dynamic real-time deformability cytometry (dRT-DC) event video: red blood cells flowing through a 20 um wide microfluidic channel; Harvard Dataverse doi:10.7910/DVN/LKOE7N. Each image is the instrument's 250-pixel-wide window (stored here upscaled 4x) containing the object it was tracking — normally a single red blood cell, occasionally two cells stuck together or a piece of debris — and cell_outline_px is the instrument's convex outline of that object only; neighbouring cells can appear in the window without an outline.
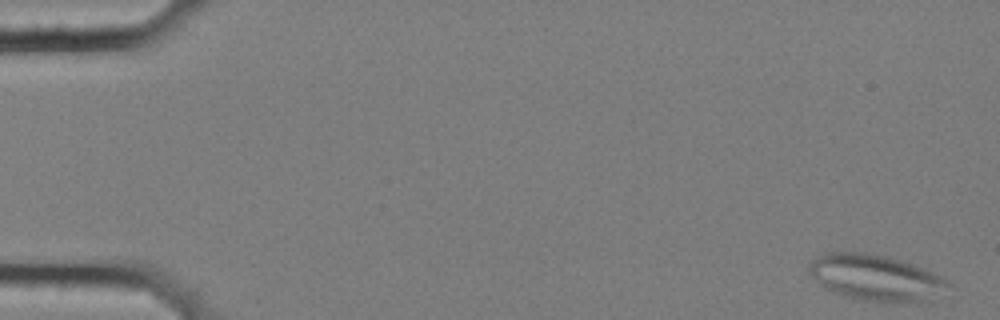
{"species": "common noctule bat (a hibernating species)", "species_latin": "Nyctalus noctula", "temperature_condition": "cold", "stored_images_in_passage": 4, "camera_frame_rate_fps": 3000, "um_per_image_px": 0.085, "animal": {"sex": "female", "body_mass_g": 25.1}, "frame": {"image": 1, "passage_image": 1, "time_ms": 0.0, "image_size_px": [1000, 320], "cell_outline_px": [[952, 284], [920, 304], [888, 304], [860, 300], [840, 296], [824, 288], [808, 272], [808, 264], [812, 260], [824, 252], [864, 252], [884, 256], [900, 260], [924, 268], [948, 280]], "centroid_in_image_um": [74.41, 23.64], "position_along_channel_um": 10.6, "area_um2": 37.97}}